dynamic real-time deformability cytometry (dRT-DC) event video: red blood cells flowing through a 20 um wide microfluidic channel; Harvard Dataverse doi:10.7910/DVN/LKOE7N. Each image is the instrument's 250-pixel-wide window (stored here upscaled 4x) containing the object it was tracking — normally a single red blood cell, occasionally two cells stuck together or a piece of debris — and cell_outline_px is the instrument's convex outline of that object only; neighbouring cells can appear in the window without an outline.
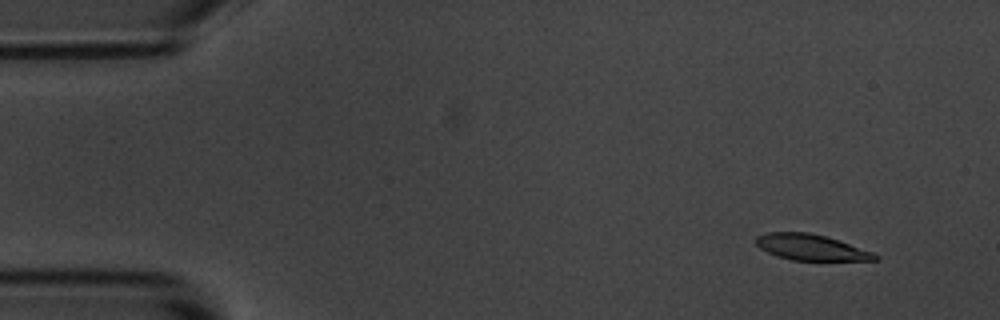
{"species": "common noctule bat (a hibernating species)", "species_latin": "Nyctalus noctula", "temperature_condition": "room temperature", "stored_images_in_passage": 4, "camera_frame_rate_fps": 3000, "um_per_image_px": 0.085, "animal": {"sex": "male", "body_mass_g": 20.1, "forearm_length_mm": 53.5}, "frame": {"image": 1, "passage_image": 1, "time_ms": 0.0, "image_size_px": [1000, 320], "cell_outline_px": [[880, 260], [792, 260], [776, 256], [760, 248], [756, 244], [756, 236], [768, 232], [808, 232], [824, 236], [872, 252], [880, 256]], "centroid_in_image_um": [68.9, 21.02], "position_along_channel_um": 16.1, "area_um2": 17.69}}
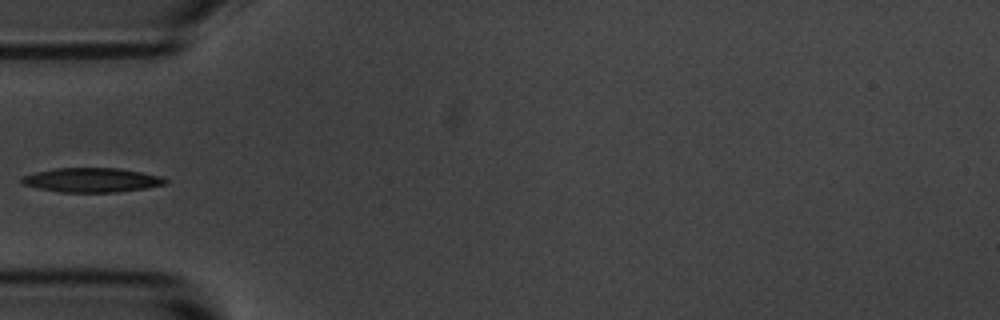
{"frame": {"image": 2, "passage_image": 4, "time_ms": 4.333, "image_size_px": [1000, 320], "cell_outline_px": [[168, 180], [164, 184], [144, 188], [116, 192], [60, 192], [40, 188], [24, 184], [20, 180], [24, 176], [36, 172], [56, 168], [120, 168], [160, 176]], "centroid_in_image_um": [7.8, 15.3], "position_along_channel_um": 77.2, "area_um2": 20.0}}